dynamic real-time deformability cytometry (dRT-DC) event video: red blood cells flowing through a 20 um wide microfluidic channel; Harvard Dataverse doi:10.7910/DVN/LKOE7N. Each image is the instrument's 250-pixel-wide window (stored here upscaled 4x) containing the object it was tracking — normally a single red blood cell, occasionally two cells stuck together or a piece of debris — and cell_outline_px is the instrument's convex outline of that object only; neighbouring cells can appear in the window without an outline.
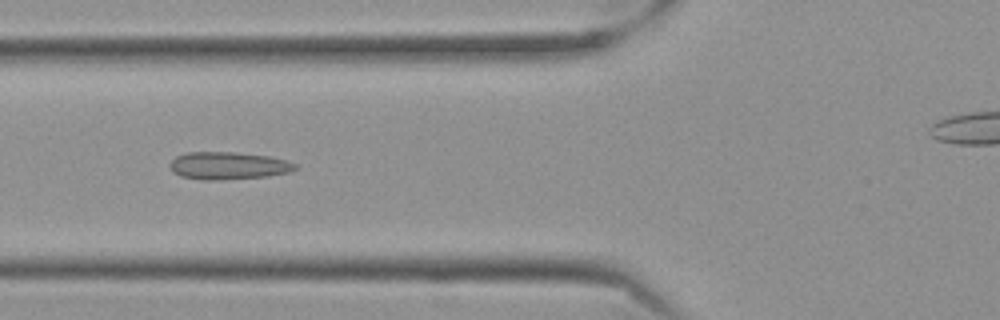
{"species": "Egyptian fruit bat (a non-hibernating species)", "species_latin": "Rousettus aegyptiacus", "temperature_condition": "cold", "stored_images_in_passage": 58, "camera_frame_rate_fps": 3000, "um_per_image_px": 0.085, "frame": {"image": 1, "passage_image": 22, "time_ms": 7.0, "image_size_px": [1000, 320], "cell_outline_px": [[300, 168], [288, 172], [268, 176], [220, 180], [200, 180], [180, 176], [172, 172], [168, 164], [176, 156], [184, 152], [236, 152], [268, 156], [284, 160], [296, 164]], "centroid_in_image_um": [19.35, 14.08], "position_along_channel_um": 106.4, "area_um2": 20.29}}
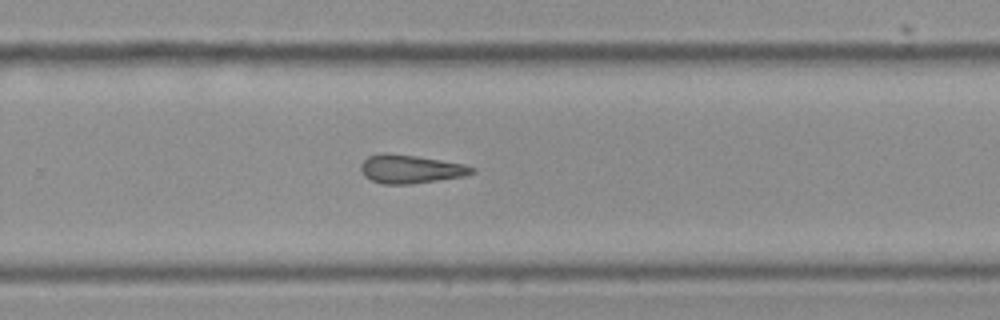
{"frame": {"image": 2, "passage_image": 38, "time_ms": 12.333, "image_size_px": [1000, 320], "cell_outline_px": [[476, 172], [464, 176], [412, 184], [384, 184], [372, 180], [364, 176], [360, 168], [360, 164], [368, 156], [380, 152], [384, 152], [416, 156], [464, 164], [476, 168]], "centroid_in_image_um": [34.88, 14.36], "position_along_channel_um": 294.9, "area_um2": 18.5}}
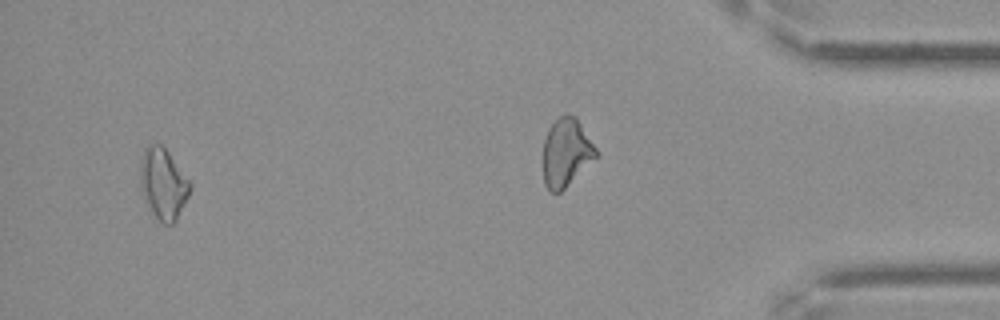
{"frame": {"image": 3, "passage_image": 55, "time_ms": 18.0, "image_size_px": [1000, 320], "cell_outline_px": [[192, 188], [176, 220], [172, 224], [164, 224], [156, 216], [148, 204], [140, 184], [140, 164], [144, 148], [148, 144], [160, 144], [168, 152], [192, 184]], "centroid_in_image_um": [13.88, 15.59], "position_along_channel_um": 421.3, "area_um2": 20.11}, "authors_computed_cell_mechanics": {"area_um2": 19.3919, "velocity_mm_per_s": 3.5244, "shape_relaxation_time_tau1_ms": null, "shape_relaxation_time_tau2_ms": 6.2549, "deformation_change_tau1": null, "deformation_change_tau2": 0.1351}}